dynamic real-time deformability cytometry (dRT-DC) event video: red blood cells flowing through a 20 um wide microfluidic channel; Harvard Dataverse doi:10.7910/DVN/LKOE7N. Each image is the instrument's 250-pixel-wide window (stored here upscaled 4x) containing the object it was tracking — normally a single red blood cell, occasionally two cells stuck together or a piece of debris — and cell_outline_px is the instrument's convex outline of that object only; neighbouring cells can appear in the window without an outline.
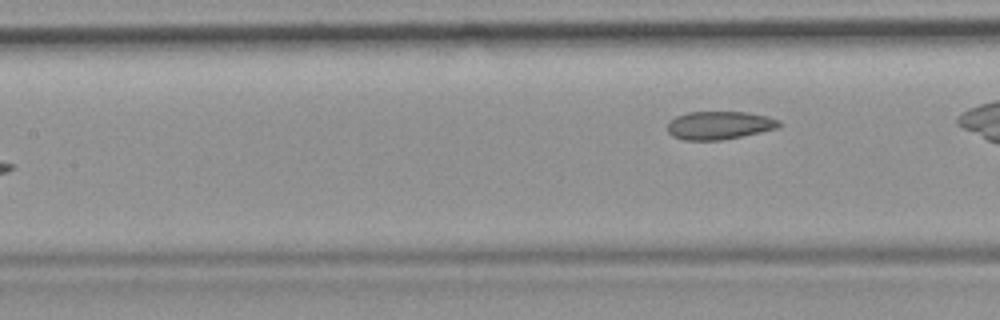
{"species": "common noctule bat (a hibernating species)", "species_latin": "Nyctalus noctula", "temperature_condition": "room temperature", "stored_images_in_passage": 7, "camera_frame_rate_fps": 3000, "um_per_image_px": 0.085, "animal": {"sex": "female", "body_mass_g": 19.9}, "frame": {"image": 1, "passage_image": 7, "time_ms": 7.0, "image_size_px": [1000, 320], "cell_outline_px": [[780, 124], [776, 128], [760, 132], [720, 140], [684, 140], [672, 136], [668, 132], [668, 124], [676, 116], [688, 112], [748, 112], [768, 116], [780, 120]], "centroid_in_image_um": [61.13, 10.64], "position_along_channel_um": 146.3, "area_um2": 18.15}}